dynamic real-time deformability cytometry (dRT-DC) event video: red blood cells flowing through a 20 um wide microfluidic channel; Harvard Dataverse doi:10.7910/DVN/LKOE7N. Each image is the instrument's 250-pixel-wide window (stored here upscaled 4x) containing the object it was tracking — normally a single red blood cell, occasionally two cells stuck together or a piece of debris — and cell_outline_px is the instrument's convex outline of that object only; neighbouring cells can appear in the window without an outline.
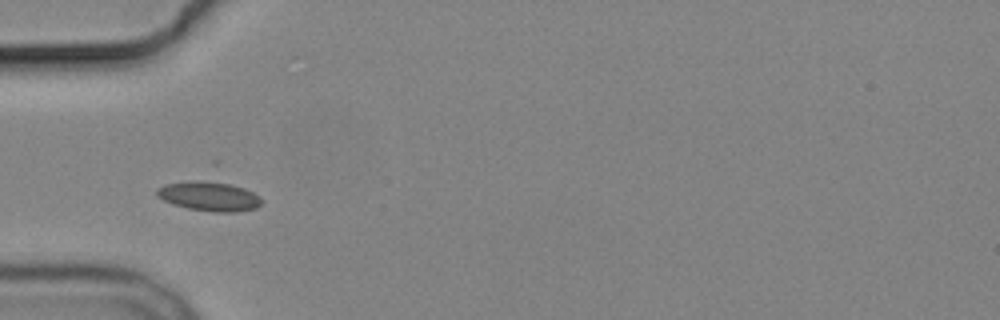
{"species": "common noctule bat (a hibernating species)", "species_latin": "Nyctalus noctula", "temperature_condition": "cold", "stored_images_in_passage": 7, "camera_frame_rate_fps": 3000, "um_per_image_px": 0.085, "animal": {"sex": "male", "body_mass_g": 19.2, "forearm_length_mm": 51.8}, "frame": {"image": 1, "passage_image": 2, "time_ms": 1.333, "image_size_px": [1000, 320], "cell_outline_px": [[264, 200], [256, 208], [236, 212], [216, 212], [188, 208], [172, 204], [156, 196], [156, 188], [164, 184], [196, 180], [216, 180], [244, 188], [260, 196]], "centroid_in_image_um": [17.78, 16.67], "position_along_channel_um": 67.2, "area_um2": 18.21}}
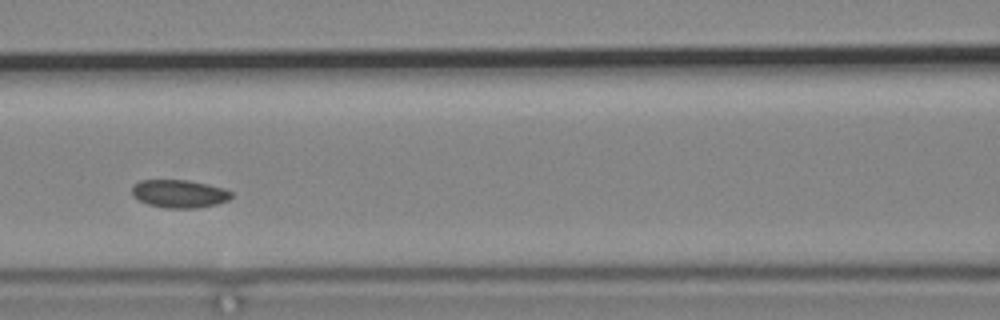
{"frame": {"image": 2, "passage_image": 4, "time_ms": 3.667, "image_size_px": [1000, 320], "cell_outline_px": [[232, 196], [228, 200], [216, 204], [196, 208], [164, 208], [148, 204], [132, 196], [132, 184], [140, 180], [188, 180], [208, 184], [224, 188], [232, 192]], "centroid_in_image_um": [15.22, 16.46], "position_along_channel_um": 151.4, "area_um2": 16.3}}
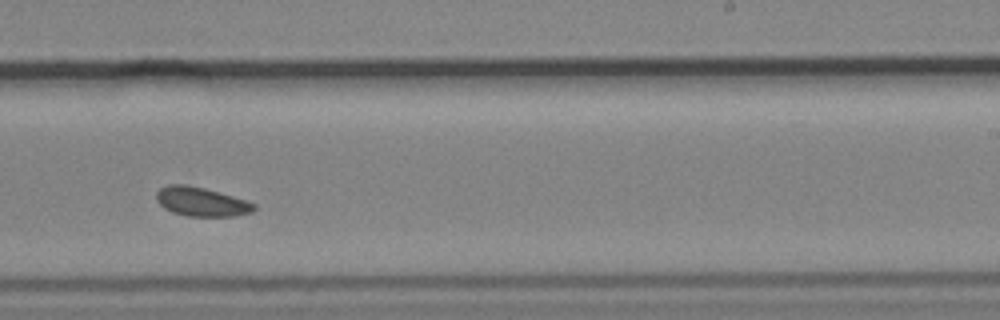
{"frame": {"image": 3, "passage_image": 7, "time_ms": 7.0, "image_size_px": [1000, 320], "cell_outline_px": [[256, 208], [252, 212], [232, 216], [188, 216], [172, 212], [164, 208], [156, 200], [156, 192], [160, 188], [168, 184], [188, 184], [204, 188], [232, 196], [256, 204]], "centroid_in_image_um": [17.08, 17.14], "position_along_channel_um": 271.9, "area_um2": 16.47}}